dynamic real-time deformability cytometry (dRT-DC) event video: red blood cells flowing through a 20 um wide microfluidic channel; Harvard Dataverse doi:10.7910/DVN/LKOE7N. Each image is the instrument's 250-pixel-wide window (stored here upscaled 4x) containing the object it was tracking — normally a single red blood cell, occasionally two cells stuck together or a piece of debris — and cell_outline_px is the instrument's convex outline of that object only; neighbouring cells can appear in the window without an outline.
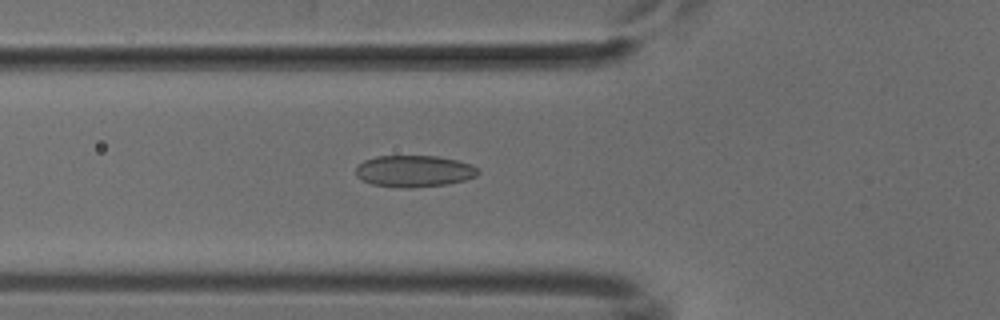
{"species": "common noctule bat (a hibernating species)", "species_latin": "Nyctalus noctula", "temperature_condition": "cold", "stored_images_in_passage": 49, "camera_frame_rate_fps": 3000, "um_per_image_px": 0.085, "animal": {"sex": "male", "body_mass_g": 18.8}, "frame": {"image": 1, "passage_image": 16, "time_ms": 5.0, "image_size_px": [1000, 320], "cell_outline_px": [[480, 172], [476, 176], [464, 180], [448, 184], [412, 188], [400, 188], [372, 184], [356, 176], [356, 168], [364, 160], [376, 156], [436, 156], [456, 160], [472, 164], [480, 168]], "centroid_in_image_um": [35.23, 14.55], "position_along_channel_um": 90.6, "area_um2": 22.66}}
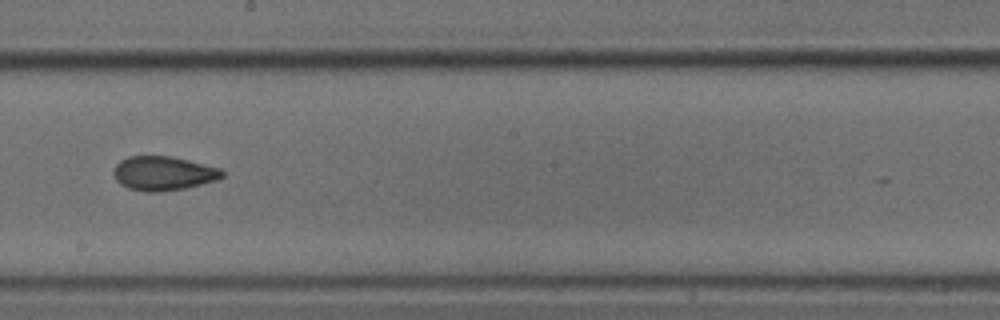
{"frame": {"image": 2, "passage_image": 27, "time_ms": 8.667, "image_size_px": [1000, 320], "cell_outline_px": [[224, 176], [216, 180], [184, 188], [160, 192], [148, 192], [128, 188], [120, 184], [116, 180], [112, 172], [116, 164], [120, 160], [128, 156], [172, 156], [220, 168], [224, 172]], "centroid_in_image_um": [13.85, 14.73], "position_along_channel_um": 234.3, "area_um2": 21.62}}
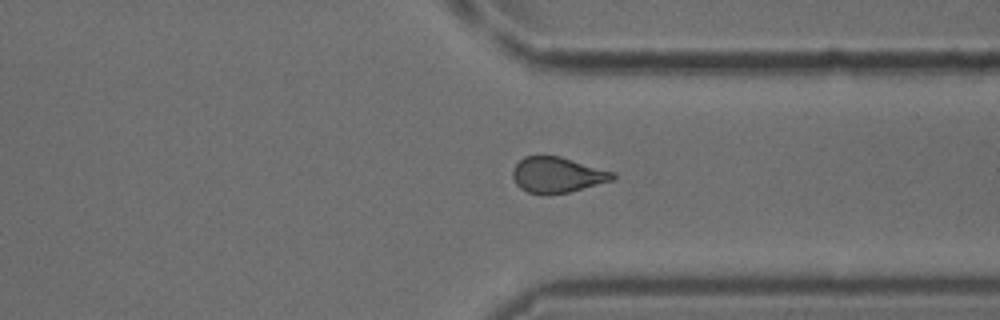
{"frame": {"image": 3, "passage_image": 37, "time_ms": 12.0, "image_size_px": [1000, 320], "cell_outline_px": [[616, 176], [612, 180], [568, 192], [528, 192], [520, 188], [516, 184], [512, 176], [512, 168], [524, 156], [560, 156], [616, 172]], "centroid_in_image_um": [47.37, 14.83], "position_along_channel_um": 364.0, "area_um2": 20.35}}